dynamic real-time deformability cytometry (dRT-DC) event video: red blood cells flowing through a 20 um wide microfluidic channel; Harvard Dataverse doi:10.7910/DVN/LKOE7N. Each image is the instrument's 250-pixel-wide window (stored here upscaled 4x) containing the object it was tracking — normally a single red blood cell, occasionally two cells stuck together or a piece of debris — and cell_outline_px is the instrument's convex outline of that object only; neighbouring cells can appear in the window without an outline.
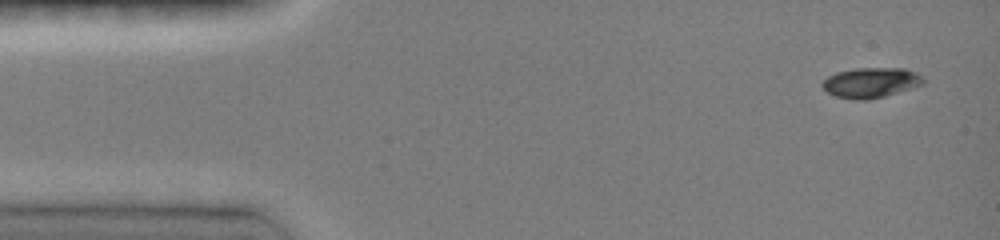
{"species": "common noctule bat (a hibernating species)", "species_latin": "Nyctalus noctula", "temperature_condition": "room temperature", "stored_images_in_passage": 45, "camera_frame_rate_fps": 3000, "um_per_image_px": 0.085, "animal": {"sex": "female", "body_mass_g": 19.0, "forearm_length_mm": 51.5}, "frame": {"image": 1, "passage_image": 1, "time_ms": 0.0, "image_size_px": [1000, 240], "cell_outline_px": [[924, 84], [912, 88], [884, 96], [868, 100], [852, 100], [836, 96], [828, 92], [820, 84], [828, 76], [836, 72], [856, 68], [904, 68], [916, 72], [924, 80]], "centroid_in_image_um": [74.01, 7.02], "position_along_channel_um": 11.0, "area_um2": 17.74}}
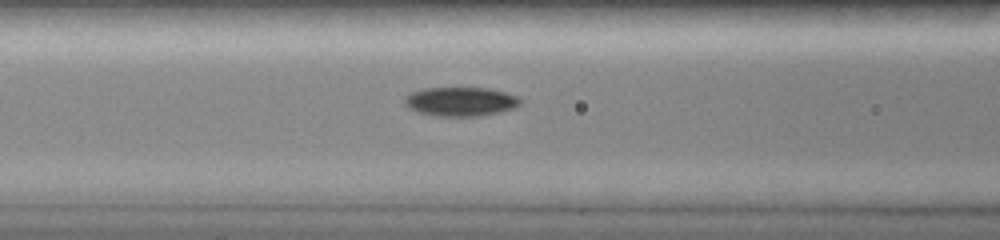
{"frame": {"image": 2, "passage_image": 17, "time_ms": 5.333, "image_size_px": [1000, 240], "cell_outline_px": [[520, 104], [516, 108], [476, 116], [440, 116], [420, 112], [408, 108], [404, 104], [404, 96], [412, 92], [424, 88], [488, 88], [504, 92], [516, 96], [520, 100]], "centroid_in_image_um": [39.12, 8.62], "position_along_channel_um": 127.5, "area_um2": 19.36}}
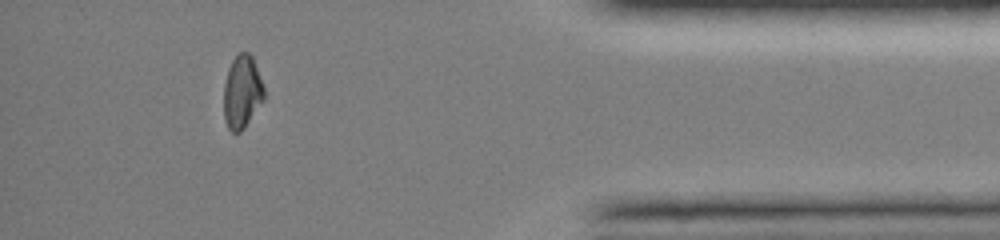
{"frame": {"image": 3, "passage_image": 40, "time_ms": 13.0, "image_size_px": [1000, 240], "cell_outline_px": [[264, 100], [244, 128], [240, 132], [232, 132], [228, 128], [224, 120], [224, 84], [228, 68], [236, 52], [248, 52], [252, 56], [264, 88]], "centroid_in_image_um": [20.56, 7.81], "position_along_channel_um": 414.6, "area_um2": 17.22}}